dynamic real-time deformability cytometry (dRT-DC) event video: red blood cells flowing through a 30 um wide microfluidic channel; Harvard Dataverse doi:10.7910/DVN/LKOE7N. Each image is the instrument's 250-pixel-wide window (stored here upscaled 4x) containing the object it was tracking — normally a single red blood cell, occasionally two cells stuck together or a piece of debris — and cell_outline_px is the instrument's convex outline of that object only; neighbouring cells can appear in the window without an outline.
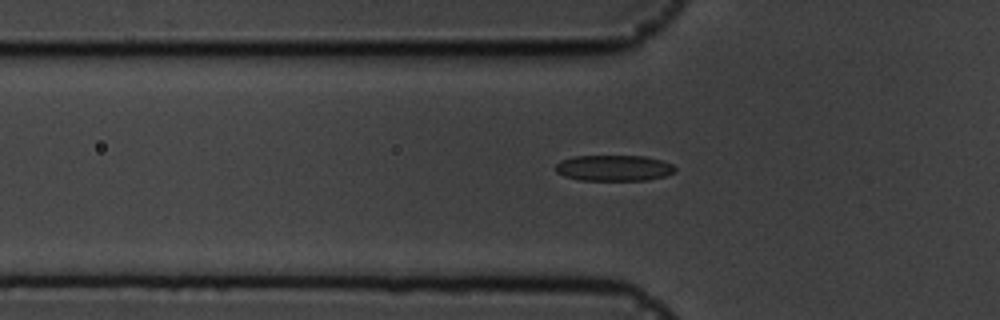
{"species": "common noctule bat (a hibernating species)", "species_latin": "Nyctalus noctula", "temperature_condition": "cold", "stored_images_in_passage": 49, "camera_frame_rate_fps": 3000, "um_per_image_px": 0.085, "animal": {"sex": "male", "body_mass_g": 19.5, "forearm_length_mm": 54.6}, "frame": {"image": 1, "passage_image": 18, "time_ms": 5.667, "image_size_px": [1000, 320], "cell_outline_px": [[676, 172], [664, 176], [648, 180], [580, 180], [564, 176], [556, 172], [556, 164], [560, 160], [576, 156], [644, 156], [660, 160], [672, 164], [676, 168]], "centroid_in_image_um": [52.18, 14.28], "position_along_channel_um": 73.6, "area_um2": 18.03}}
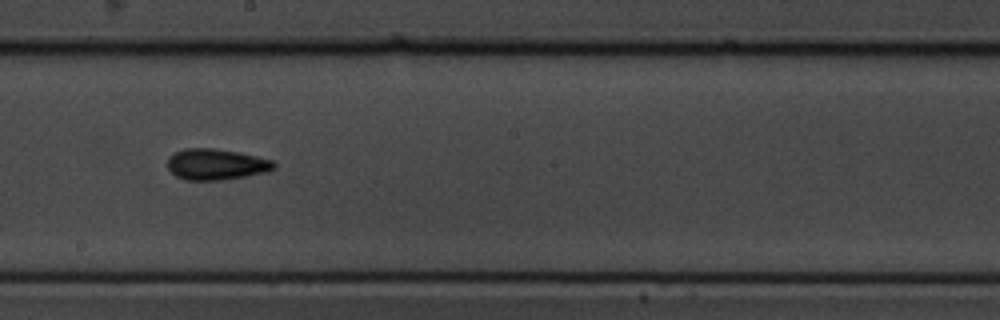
{"frame": {"image": 2, "passage_image": 31, "time_ms": 10.0, "image_size_px": [1000, 320], "cell_outline_px": [[276, 168], [268, 172], [220, 180], [184, 180], [176, 176], [168, 168], [168, 156], [172, 152], [184, 148], [212, 148], [236, 152], [256, 156], [272, 160], [276, 164]], "centroid_in_image_um": [18.34, 13.96], "position_along_channel_um": 229.9, "area_um2": 19.31}}
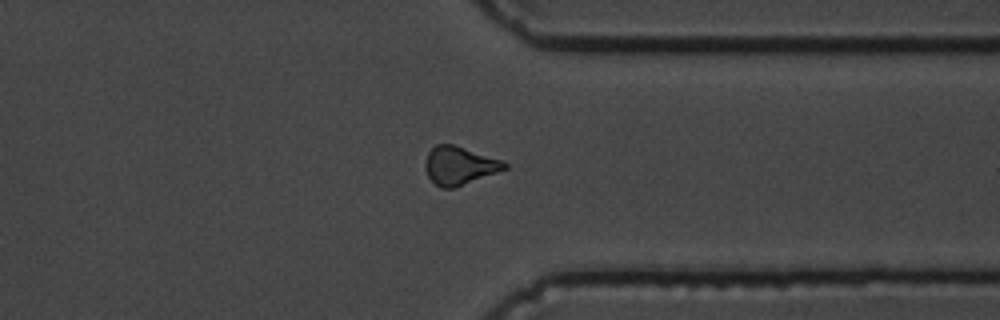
{"frame": {"image": 3, "passage_image": 43, "time_ms": 14.0, "image_size_px": [1000, 320], "cell_outline_px": [[508, 168], [456, 188], [440, 188], [428, 176], [424, 168], [424, 164], [428, 152], [436, 144], [452, 144], [504, 160], [508, 164]], "centroid_in_image_um": [39.06, 14.08], "position_along_channel_um": 372.3, "area_um2": 17.8}}